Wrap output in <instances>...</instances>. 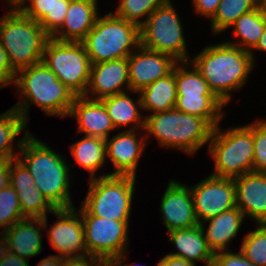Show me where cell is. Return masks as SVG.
Segmentation results:
<instances>
[{"label": "cell", "instance_id": "4", "mask_svg": "<svg viewBox=\"0 0 266 266\" xmlns=\"http://www.w3.org/2000/svg\"><path fill=\"white\" fill-rule=\"evenodd\" d=\"M213 129L204 118L173 108L146 116L143 130L154 136L160 146L183 150L192 156L209 144Z\"/></svg>", "mask_w": 266, "mask_h": 266}, {"label": "cell", "instance_id": "28", "mask_svg": "<svg viewBox=\"0 0 266 266\" xmlns=\"http://www.w3.org/2000/svg\"><path fill=\"white\" fill-rule=\"evenodd\" d=\"M75 163L87 170L92 178L106 160V140L99 137L85 136L71 145Z\"/></svg>", "mask_w": 266, "mask_h": 266}, {"label": "cell", "instance_id": "24", "mask_svg": "<svg viewBox=\"0 0 266 266\" xmlns=\"http://www.w3.org/2000/svg\"><path fill=\"white\" fill-rule=\"evenodd\" d=\"M19 10L30 19L39 22L51 38L63 25L71 0H26Z\"/></svg>", "mask_w": 266, "mask_h": 266}, {"label": "cell", "instance_id": "41", "mask_svg": "<svg viewBox=\"0 0 266 266\" xmlns=\"http://www.w3.org/2000/svg\"><path fill=\"white\" fill-rule=\"evenodd\" d=\"M197 13L211 19L219 6L220 0H192Z\"/></svg>", "mask_w": 266, "mask_h": 266}, {"label": "cell", "instance_id": "30", "mask_svg": "<svg viewBox=\"0 0 266 266\" xmlns=\"http://www.w3.org/2000/svg\"><path fill=\"white\" fill-rule=\"evenodd\" d=\"M27 125L22 115L14 108L0 114V161L17 158L13 140H16L21 131L24 132Z\"/></svg>", "mask_w": 266, "mask_h": 266}, {"label": "cell", "instance_id": "11", "mask_svg": "<svg viewBox=\"0 0 266 266\" xmlns=\"http://www.w3.org/2000/svg\"><path fill=\"white\" fill-rule=\"evenodd\" d=\"M84 226L87 256L99 260H113L126 252L129 221H116L90 215L79 209Z\"/></svg>", "mask_w": 266, "mask_h": 266}, {"label": "cell", "instance_id": "34", "mask_svg": "<svg viewBox=\"0 0 266 266\" xmlns=\"http://www.w3.org/2000/svg\"><path fill=\"white\" fill-rule=\"evenodd\" d=\"M167 1L168 0H119L120 4L113 14L140 28L149 15ZM143 17L145 19H140Z\"/></svg>", "mask_w": 266, "mask_h": 266}, {"label": "cell", "instance_id": "22", "mask_svg": "<svg viewBox=\"0 0 266 266\" xmlns=\"http://www.w3.org/2000/svg\"><path fill=\"white\" fill-rule=\"evenodd\" d=\"M169 242L174 244L177 252L168 255L182 258L196 264L197 261L205 262L211 266L214 253L209 248L200 225L189 228L175 229L168 233Z\"/></svg>", "mask_w": 266, "mask_h": 266}, {"label": "cell", "instance_id": "51", "mask_svg": "<svg viewBox=\"0 0 266 266\" xmlns=\"http://www.w3.org/2000/svg\"><path fill=\"white\" fill-rule=\"evenodd\" d=\"M258 8L266 15V0H257Z\"/></svg>", "mask_w": 266, "mask_h": 266}, {"label": "cell", "instance_id": "39", "mask_svg": "<svg viewBox=\"0 0 266 266\" xmlns=\"http://www.w3.org/2000/svg\"><path fill=\"white\" fill-rule=\"evenodd\" d=\"M15 77L16 72L13 70L8 54L0 40V89L5 88L8 84H12Z\"/></svg>", "mask_w": 266, "mask_h": 266}, {"label": "cell", "instance_id": "54", "mask_svg": "<svg viewBox=\"0 0 266 266\" xmlns=\"http://www.w3.org/2000/svg\"><path fill=\"white\" fill-rule=\"evenodd\" d=\"M138 265V264H137ZM122 266H135V264H133V265H131V264H124V265H122Z\"/></svg>", "mask_w": 266, "mask_h": 266}, {"label": "cell", "instance_id": "53", "mask_svg": "<svg viewBox=\"0 0 266 266\" xmlns=\"http://www.w3.org/2000/svg\"><path fill=\"white\" fill-rule=\"evenodd\" d=\"M261 224L266 228V218Z\"/></svg>", "mask_w": 266, "mask_h": 266}, {"label": "cell", "instance_id": "50", "mask_svg": "<svg viewBox=\"0 0 266 266\" xmlns=\"http://www.w3.org/2000/svg\"><path fill=\"white\" fill-rule=\"evenodd\" d=\"M6 2L11 6L10 9H19L26 4V0H6Z\"/></svg>", "mask_w": 266, "mask_h": 266}, {"label": "cell", "instance_id": "6", "mask_svg": "<svg viewBox=\"0 0 266 266\" xmlns=\"http://www.w3.org/2000/svg\"><path fill=\"white\" fill-rule=\"evenodd\" d=\"M91 64L128 58L140 46V28L108 12L82 41Z\"/></svg>", "mask_w": 266, "mask_h": 266}, {"label": "cell", "instance_id": "5", "mask_svg": "<svg viewBox=\"0 0 266 266\" xmlns=\"http://www.w3.org/2000/svg\"><path fill=\"white\" fill-rule=\"evenodd\" d=\"M49 38L39 22L25 16L19 9H9L0 18L1 44L16 73L42 62L44 47Z\"/></svg>", "mask_w": 266, "mask_h": 266}, {"label": "cell", "instance_id": "40", "mask_svg": "<svg viewBox=\"0 0 266 266\" xmlns=\"http://www.w3.org/2000/svg\"><path fill=\"white\" fill-rule=\"evenodd\" d=\"M211 266H242V252L221 251L214 254Z\"/></svg>", "mask_w": 266, "mask_h": 266}, {"label": "cell", "instance_id": "14", "mask_svg": "<svg viewBox=\"0 0 266 266\" xmlns=\"http://www.w3.org/2000/svg\"><path fill=\"white\" fill-rule=\"evenodd\" d=\"M178 63L172 56L142 47L128 57L130 92L138 94L158 79L169 75Z\"/></svg>", "mask_w": 266, "mask_h": 266}, {"label": "cell", "instance_id": "13", "mask_svg": "<svg viewBox=\"0 0 266 266\" xmlns=\"http://www.w3.org/2000/svg\"><path fill=\"white\" fill-rule=\"evenodd\" d=\"M53 213L59 219L50 226L47 235L49 243L59 253L58 256H87L84 226L79 210L76 211L74 207L59 208Z\"/></svg>", "mask_w": 266, "mask_h": 266}, {"label": "cell", "instance_id": "25", "mask_svg": "<svg viewBox=\"0 0 266 266\" xmlns=\"http://www.w3.org/2000/svg\"><path fill=\"white\" fill-rule=\"evenodd\" d=\"M138 96L137 101L134 102L127 91L101 99L115 129L128 126L130 123L132 127L127 130L144 129L145 118L140 114L139 108L142 109V103L140 94Z\"/></svg>", "mask_w": 266, "mask_h": 266}, {"label": "cell", "instance_id": "7", "mask_svg": "<svg viewBox=\"0 0 266 266\" xmlns=\"http://www.w3.org/2000/svg\"><path fill=\"white\" fill-rule=\"evenodd\" d=\"M218 124L209 142V155L214 160L216 177L236 178L253 172V124L222 131Z\"/></svg>", "mask_w": 266, "mask_h": 266}, {"label": "cell", "instance_id": "21", "mask_svg": "<svg viewBox=\"0 0 266 266\" xmlns=\"http://www.w3.org/2000/svg\"><path fill=\"white\" fill-rule=\"evenodd\" d=\"M97 1L71 0L63 25L51 38L59 41L82 42L99 17Z\"/></svg>", "mask_w": 266, "mask_h": 266}, {"label": "cell", "instance_id": "44", "mask_svg": "<svg viewBox=\"0 0 266 266\" xmlns=\"http://www.w3.org/2000/svg\"><path fill=\"white\" fill-rule=\"evenodd\" d=\"M158 266H195V263L182 258L166 255L159 260Z\"/></svg>", "mask_w": 266, "mask_h": 266}, {"label": "cell", "instance_id": "31", "mask_svg": "<svg viewBox=\"0 0 266 266\" xmlns=\"http://www.w3.org/2000/svg\"><path fill=\"white\" fill-rule=\"evenodd\" d=\"M188 64L191 65L192 69L189 70ZM174 74L176 76L177 97L214 95L205 79L189 62H178L174 66Z\"/></svg>", "mask_w": 266, "mask_h": 266}, {"label": "cell", "instance_id": "36", "mask_svg": "<svg viewBox=\"0 0 266 266\" xmlns=\"http://www.w3.org/2000/svg\"><path fill=\"white\" fill-rule=\"evenodd\" d=\"M23 219L25 217L21 211L18 195L9 185L0 191V228L3 227L2 232Z\"/></svg>", "mask_w": 266, "mask_h": 266}, {"label": "cell", "instance_id": "33", "mask_svg": "<svg viewBox=\"0 0 266 266\" xmlns=\"http://www.w3.org/2000/svg\"><path fill=\"white\" fill-rule=\"evenodd\" d=\"M13 189L18 195L21 211L25 218H44L47 212L53 214L56 209L35 184L29 187H13Z\"/></svg>", "mask_w": 266, "mask_h": 266}, {"label": "cell", "instance_id": "8", "mask_svg": "<svg viewBox=\"0 0 266 266\" xmlns=\"http://www.w3.org/2000/svg\"><path fill=\"white\" fill-rule=\"evenodd\" d=\"M135 182V176L110 173L92 178L82 207L96 217L129 221Z\"/></svg>", "mask_w": 266, "mask_h": 266}, {"label": "cell", "instance_id": "52", "mask_svg": "<svg viewBox=\"0 0 266 266\" xmlns=\"http://www.w3.org/2000/svg\"><path fill=\"white\" fill-rule=\"evenodd\" d=\"M242 266H255L252 262L245 258L242 253Z\"/></svg>", "mask_w": 266, "mask_h": 266}, {"label": "cell", "instance_id": "3", "mask_svg": "<svg viewBox=\"0 0 266 266\" xmlns=\"http://www.w3.org/2000/svg\"><path fill=\"white\" fill-rule=\"evenodd\" d=\"M13 85L17 94L24 96L12 108L16 109L28 122L30 104H36L48 116L67 117L76 95L68 89L57 76L45 65L39 62L16 73Z\"/></svg>", "mask_w": 266, "mask_h": 266}, {"label": "cell", "instance_id": "12", "mask_svg": "<svg viewBox=\"0 0 266 266\" xmlns=\"http://www.w3.org/2000/svg\"><path fill=\"white\" fill-rule=\"evenodd\" d=\"M190 190L199 224L236 207V186L233 178L210 175L191 186Z\"/></svg>", "mask_w": 266, "mask_h": 266}, {"label": "cell", "instance_id": "46", "mask_svg": "<svg viewBox=\"0 0 266 266\" xmlns=\"http://www.w3.org/2000/svg\"><path fill=\"white\" fill-rule=\"evenodd\" d=\"M64 257H60L56 254L54 255H49L46 258H43L37 266H61L62 265V260Z\"/></svg>", "mask_w": 266, "mask_h": 266}, {"label": "cell", "instance_id": "19", "mask_svg": "<svg viewBox=\"0 0 266 266\" xmlns=\"http://www.w3.org/2000/svg\"><path fill=\"white\" fill-rule=\"evenodd\" d=\"M78 123L77 133L85 136L109 138V133L115 130L106 107L101 100L89 99L85 96H76L69 112Z\"/></svg>", "mask_w": 266, "mask_h": 266}, {"label": "cell", "instance_id": "1", "mask_svg": "<svg viewBox=\"0 0 266 266\" xmlns=\"http://www.w3.org/2000/svg\"><path fill=\"white\" fill-rule=\"evenodd\" d=\"M25 131L16 142L18 152H21L17 158L27 167L42 195L56 209L74 207L70 197V166L62 155Z\"/></svg>", "mask_w": 266, "mask_h": 266}, {"label": "cell", "instance_id": "16", "mask_svg": "<svg viewBox=\"0 0 266 266\" xmlns=\"http://www.w3.org/2000/svg\"><path fill=\"white\" fill-rule=\"evenodd\" d=\"M160 211L168 232L199 225L189 186L171 180L162 196Z\"/></svg>", "mask_w": 266, "mask_h": 266}, {"label": "cell", "instance_id": "20", "mask_svg": "<svg viewBox=\"0 0 266 266\" xmlns=\"http://www.w3.org/2000/svg\"><path fill=\"white\" fill-rule=\"evenodd\" d=\"M47 218H25L2 232L9 252L28 260L42 251V229L47 230ZM35 224V225H34Z\"/></svg>", "mask_w": 266, "mask_h": 266}, {"label": "cell", "instance_id": "43", "mask_svg": "<svg viewBox=\"0 0 266 266\" xmlns=\"http://www.w3.org/2000/svg\"><path fill=\"white\" fill-rule=\"evenodd\" d=\"M11 160L0 161V191L10 185Z\"/></svg>", "mask_w": 266, "mask_h": 266}, {"label": "cell", "instance_id": "35", "mask_svg": "<svg viewBox=\"0 0 266 266\" xmlns=\"http://www.w3.org/2000/svg\"><path fill=\"white\" fill-rule=\"evenodd\" d=\"M244 236L240 251L255 266H266V228L262 224Z\"/></svg>", "mask_w": 266, "mask_h": 266}, {"label": "cell", "instance_id": "32", "mask_svg": "<svg viewBox=\"0 0 266 266\" xmlns=\"http://www.w3.org/2000/svg\"><path fill=\"white\" fill-rule=\"evenodd\" d=\"M257 0H220L218 9L211 20V30L214 34L221 33L244 13L254 10Z\"/></svg>", "mask_w": 266, "mask_h": 266}, {"label": "cell", "instance_id": "10", "mask_svg": "<svg viewBox=\"0 0 266 266\" xmlns=\"http://www.w3.org/2000/svg\"><path fill=\"white\" fill-rule=\"evenodd\" d=\"M181 19L171 0L156 8L140 27V45L166 53L178 62H189Z\"/></svg>", "mask_w": 266, "mask_h": 266}, {"label": "cell", "instance_id": "23", "mask_svg": "<svg viewBox=\"0 0 266 266\" xmlns=\"http://www.w3.org/2000/svg\"><path fill=\"white\" fill-rule=\"evenodd\" d=\"M244 218L243 212L236 206L199 224L208 246L214 254L227 251L228 243L237 236ZM203 222H209L207 231L204 228L205 224Z\"/></svg>", "mask_w": 266, "mask_h": 266}, {"label": "cell", "instance_id": "49", "mask_svg": "<svg viewBox=\"0 0 266 266\" xmlns=\"http://www.w3.org/2000/svg\"><path fill=\"white\" fill-rule=\"evenodd\" d=\"M0 261L5 257V255L9 252L8 244L6 237L2 232H0Z\"/></svg>", "mask_w": 266, "mask_h": 266}, {"label": "cell", "instance_id": "17", "mask_svg": "<svg viewBox=\"0 0 266 266\" xmlns=\"http://www.w3.org/2000/svg\"><path fill=\"white\" fill-rule=\"evenodd\" d=\"M137 130H122L111 139H106V158L114 165L111 175L136 177L138 163L147 145V136L137 138ZM146 137V138H145Z\"/></svg>", "mask_w": 266, "mask_h": 266}, {"label": "cell", "instance_id": "26", "mask_svg": "<svg viewBox=\"0 0 266 266\" xmlns=\"http://www.w3.org/2000/svg\"><path fill=\"white\" fill-rule=\"evenodd\" d=\"M142 110L151 114L175 108L177 100L176 76L173 71L164 78L158 79L140 92Z\"/></svg>", "mask_w": 266, "mask_h": 266}, {"label": "cell", "instance_id": "29", "mask_svg": "<svg viewBox=\"0 0 266 266\" xmlns=\"http://www.w3.org/2000/svg\"><path fill=\"white\" fill-rule=\"evenodd\" d=\"M226 106L215 95H200V97H177L175 108L186 114L204 118L215 128L224 116L222 108Z\"/></svg>", "mask_w": 266, "mask_h": 266}, {"label": "cell", "instance_id": "2", "mask_svg": "<svg viewBox=\"0 0 266 266\" xmlns=\"http://www.w3.org/2000/svg\"><path fill=\"white\" fill-rule=\"evenodd\" d=\"M190 61L225 105L232 99L231 91L244 86L255 66L249 51L226 41L208 45Z\"/></svg>", "mask_w": 266, "mask_h": 266}, {"label": "cell", "instance_id": "15", "mask_svg": "<svg viewBox=\"0 0 266 266\" xmlns=\"http://www.w3.org/2000/svg\"><path fill=\"white\" fill-rule=\"evenodd\" d=\"M122 86H126L127 91H130L128 58L91 64L90 79L85 97L101 100L124 93L125 89Z\"/></svg>", "mask_w": 266, "mask_h": 266}, {"label": "cell", "instance_id": "42", "mask_svg": "<svg viewBox=\"0 0 266 266\" xmlns=\"http://www.w3.org/2000/svg\"><path fill=\"white\" fill-rule=\"evenodd\" d=\"M98 259L90 256L65 257L61 266H97Z\"/></svg>", "mask_w": 266, "mask_h": 266}, {"label": "cell", "instance_id": "45", "mask_svg": "<svg viewBox=\"0 0 266 266\" xmlns=\"http://www.w3.org/2000/svg\"><path fill=\"white\" fill-rule=\"evenodd\" d=\"M0 266H30L29 261L8 252L0 261Z\"/></svg>", "mask_w": 266, "mask_h": 266}, {"label": "cell", "instance_id": "48", "mask_svg": "<svg viewBox=\"0 0 266 266\" xmlns=\"http://www.w3.org/2000/svg\"><path fill=\"white\" fill-rule=\"evenodd\" d=\"M254 50H260V51H266V26L264 28L263 34L261 36V38L259 39L257 45L253 48V50L250 51L251 56H252V60L253 62L255 61L254 59Z\"/></svg>", "mask_w": 266, "mask_h": 266}, {"label": "cell", "instance_id": "9", "mask_svg": "<svg viewBox=\"0 0 266 266\" xmlns=\"http://www.w3.org/2000/svg\"><path fill=\"white\" fill-rule=\"evenodd\" d=\"M42 61L76 96H85L91 61L82 42L49 38L44 47Z\"/></svg>", "mask_w": 266, "mask_h": 266}, {"label": "cell", "instance_id": "27", "mask_svg": "<svg viewBox=\"0 0 266 266\" xmlns=\"http://www.w3.org/2000/svg\"><path fill=\"white\" fill-rule=\"evenodd\" d=\"M233 34L240 41H228L226 43L251 51L261 38L266 26V15L258 6L247 13L242 14L232 25Z\"/></svg>", "mask_w": 266, "mask_h": 266}, {"label": "cell", "instance_id": "37", "mask_svg": "<svg viewBox=\"0 0 266 266\" xmlns=\"http://www.w3.org/2000/svg\"><path fill=\"white\" fill-rule=\"evenodd\" d=\"M253 172L266 173V120L253 122Z\"/></svg>", "mask_w": 266, "mask_h": 266}, {"label": "cell", "instance_id": "47", "mask_svg": "<svg viewBox=\"0 0 266 266\" xmlns=\"http://www.w3.org/2000/svg\"><path fill=\"white\" fill-rule=\"evenodd\" d=\"M125 252L120 255L117 259L113 260H99L97 262V266H122V264L125 262Z\"/></svg>", "mask_w": 266, "mask_h": 266}, {"label": "cell", "instance_id": "18", "mask_svg": "<svg viewBox=\"0 0 266 266\" xmlns=\"http://www.w3.org/2000/svg\"><path fill=\"white\" fill-rule=\"evenodd\" d=\"M236 206L257 224L266 218V173L250 172L233 178Z\"/></svg>", "mask_w": 266, "mask_h": 266}, {"label": "cell", "instance_id": "38", "mask_svg": "<svg viewBox=\"0 0 266 266\" xmlns=\"http://www.w3.org/2000/svg\"><path fill=\"white\" fill-rule=\"evenodd\" d=\"M35 184L27 167L18 159L11 160L10 185L12 187H29Z\"/></svg>", "mask_w": 266, "mask_h": 266}]
</instances>
